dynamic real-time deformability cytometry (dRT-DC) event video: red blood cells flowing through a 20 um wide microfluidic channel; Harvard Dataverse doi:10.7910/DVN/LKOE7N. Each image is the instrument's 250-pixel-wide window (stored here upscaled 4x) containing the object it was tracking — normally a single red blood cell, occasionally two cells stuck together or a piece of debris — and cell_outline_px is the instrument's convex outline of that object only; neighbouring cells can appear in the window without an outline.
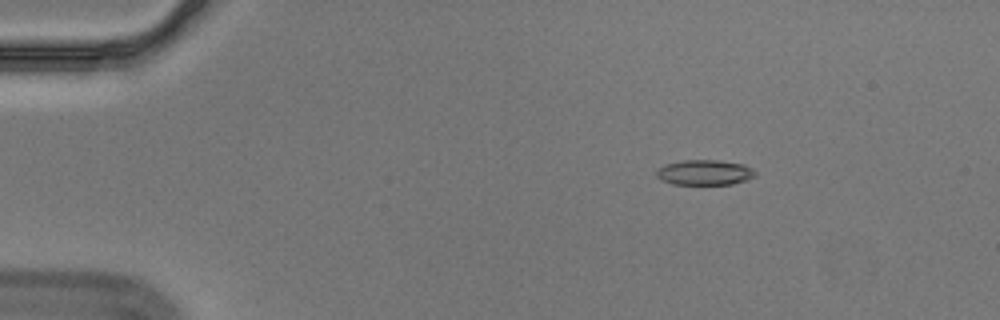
{"species": "Egyptian fruit bat (a non-hibernating species)", "species_latin": "Rousettus aegyptiacus", "temperature_condition": "cold", "stored_images_in_passage": 49, "camera_frame_rate_fps": 3000, "um_per_image_px": 0.085, "animal": {"sex": "male"}, "frame": {"image": 1, "passage_image": 1, "time_ms": 0.0, "image_size_px": [1000, 320], "cell_outline_px": [[756, 176], [732, 184], [672, 184], [656, 176], [656, 172], [664, 164], [684, 160], [716, 160], [744, 164], [752, 168], [756, 172]], "centroid_in_image_um": [59.91, 14.65], "position_along_channel_um": 25.1, "area_um2": 14.39}}
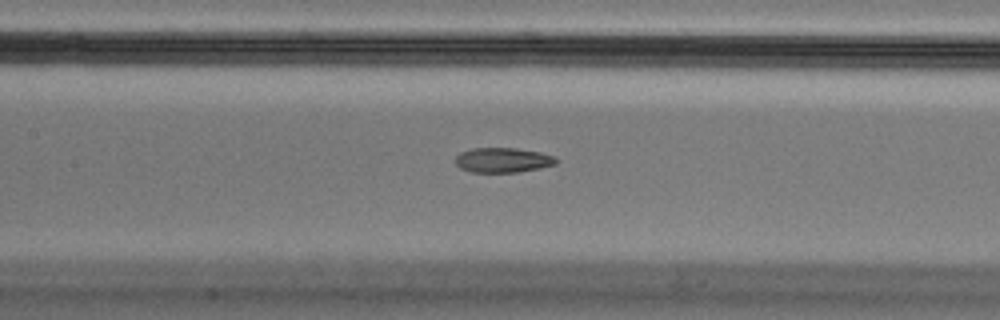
{"frame": {"image": 2, "passage_image": 19, "time_ms": 6.0, "image_size_px": [1000, 320], "cell_outline_px": [[556, 164], [540, 168], [516, 172], [472, 172], [460, 168], [456, 164], [456, 156], [460, 152], [472, 148], [516, 148], [540, 152], [552, 156], [556, 160]], "centroid_in_image_um": [42.71, 13.6], "position_along_channel_um": 164.7, "area_um2": 14.45}}
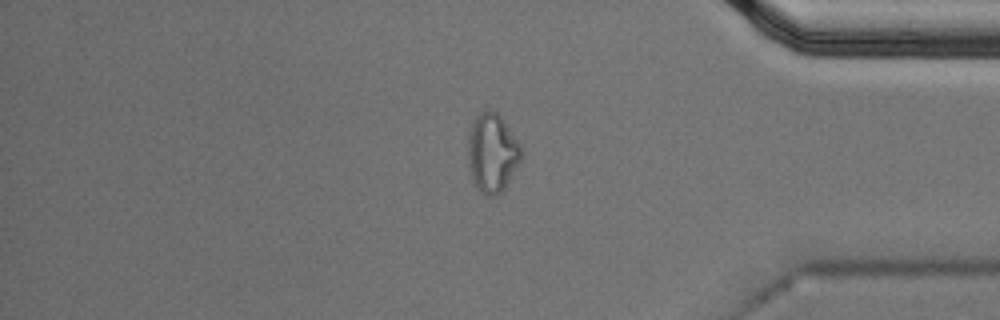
{"frame": {"image": 3, "passage_image": 40, "time_ms": 13.0, "image_size_px": [1000, 320], "cell_outline_px": [[524, 152], [520, 160], [508, 180], [500, 192], [496, 196], [488, 196], [472, 180], [468, 160], [468, 132], [476, 116], [480, 112], [488, 108], [496, 112], [504, 120], [520, 144]], "centroid_in_image_um": [41.83, 12.93], "position_along_channel_um": 393.4, "area_um2": 24.16}, "authors_computed_cell_mechanics": {"area_um2": 15.2592, "velocity_mm_per_s": 3.5559, "shape_relaxation_time_tau1_ms": null, "shape_relaxation_time_tau2_ms": 3.7444, "deformation_change_tau1": null, "deformation_change_tau2": 0.1111}}